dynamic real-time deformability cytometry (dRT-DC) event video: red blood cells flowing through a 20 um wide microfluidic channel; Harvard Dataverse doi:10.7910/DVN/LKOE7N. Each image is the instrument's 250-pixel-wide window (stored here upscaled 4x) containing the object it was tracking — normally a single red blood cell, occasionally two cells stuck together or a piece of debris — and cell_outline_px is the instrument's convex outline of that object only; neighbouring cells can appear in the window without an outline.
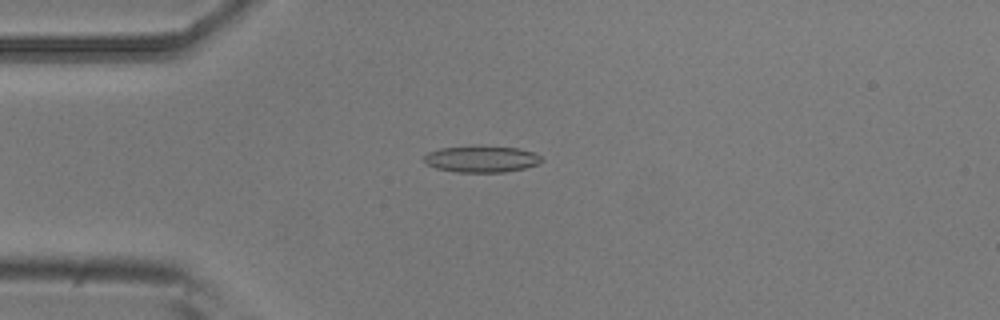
{"species": "common noctule bat (a hibernating species)", "species_latin": "Nyctalus noctula", "temperature_condition": "room temperature", "stored_images_in_passage": 7, "camera_frame_rate_fps": 3000, "um_per_image_px": 0.085, "animal": {"sex": "male", "body_mass_g": 20.5, "forearm_length_mm": 52.5}, "frame": {"image": 1, "passage_image": 4, "time_ms": 1.0, "image_size_px": [1000, 320], "cell_outline_px": [[544, 160], [540, 164], [524, 168], [504, 172], [456, 172], [436, 168], [428, 164], [424, 160], [424, 156], [428, 152], [440, 148], [520, 148], [532, 152], [540, 156]], "centroid_in_image_um": [40.96, 13.56], "position_along_channel_um": 44.0, "area_um2": 17.46}}
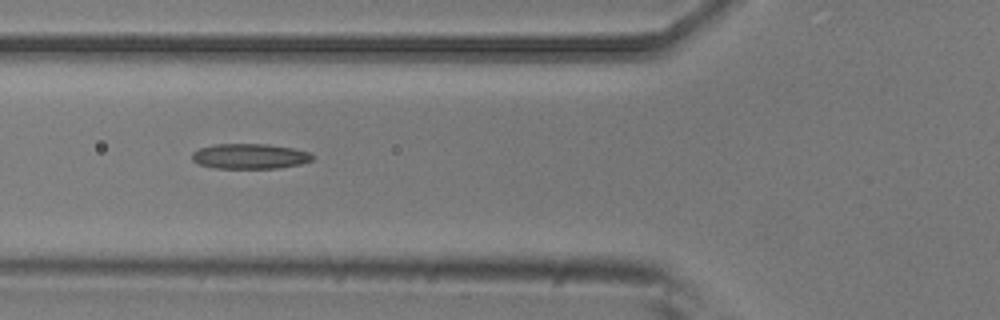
{"frame": {"image": 2, "passage_image": 6, "time_ms": 1.667, "image_size_px": [1000, 320], "cell_outline_px": [[312, 160], [300, 164], [280, 168], [212, 168], [196, 164], [192, 160], [192, 152], [200, 148], [216, 144], [268, 144], [292, 148], [308, 152], [312, 156]], "centroid_in_image_um": [21.18, 13.29], "position_along_channel_um": 104.6, "area_um2": 17.69}}
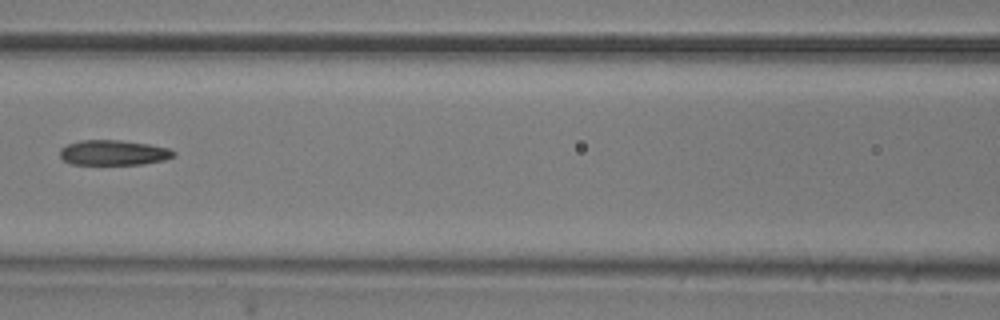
{"frame": {"image": 3, "passage_image": 7, "time_ms": 2.0, "image_size_px": [1000, 320], "cell_outline_px": [[176, 156], [164, 160], [144, 164], [72, 164], [64, 160], [60, 156], [60, 148], [68, 144], [80, 140], [120, 140], [148, 144], [168, 148], [176, 152]], "centroid_in_image_um": [9.66, 12.97], "position_along_channel_um": 156.9, "area_um2": 16.65}}